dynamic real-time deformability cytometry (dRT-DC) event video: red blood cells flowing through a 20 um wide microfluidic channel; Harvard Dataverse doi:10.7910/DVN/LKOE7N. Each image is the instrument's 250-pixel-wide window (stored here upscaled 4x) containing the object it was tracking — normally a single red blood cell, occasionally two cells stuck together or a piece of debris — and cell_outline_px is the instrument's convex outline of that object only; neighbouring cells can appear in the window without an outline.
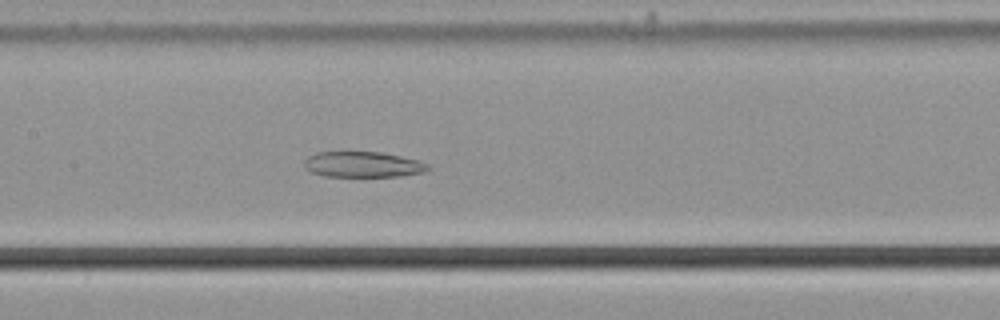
{"species": "common noctule bat (a hibernating species)", "species_latin": "Nyctalus noctula", "temperature_condition": "cold", "stored_images_in_passage": 57, "camera_frame_rate_fps": 3000, "um_per_image_px": 0.085, "animal": {"sex": "male", "body_mass_g": 21.5, "forearm_length_mm": 52.0}, "frame": {"image": 1, "passage_image": 28, "time_ms": 9.0, "image_size_px": [1000, 320], "cell_outline_px": [[432, 168], [424, 172], [400, 176], [324, 176], [312, 172], [304, 168], [304, 160], [308, 156], [316, 152], [344, 148], [380, 152], [420, 160], [428, 164]], "centroid_in_image_um": [30.79, 13.92], "position_along_channel_um": 176.6, "area_um2": 19.48}}
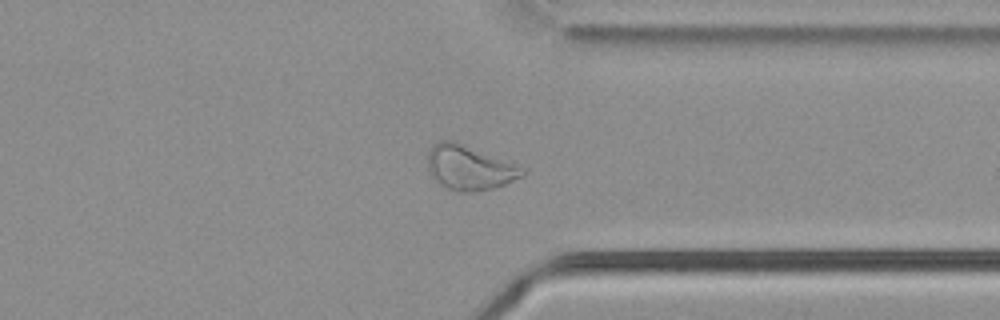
{"frame": {"image": 2, "passage_image": 44, "time_ms": 14.333, "image_size_px": [1000, 320], "cell_outline_px": [[524, 176], [496, 188], [476, 192], [460, 192], [448, 188], [432, 180], [428, 168], [428, 152], [432, 144], [440, 140], [452, 140], [512, 164], [524, 172]], "centroid_in_image_um": [39.81, 14.28], "position_along_channel_um": 371.6, "area_um2": 24.16}}
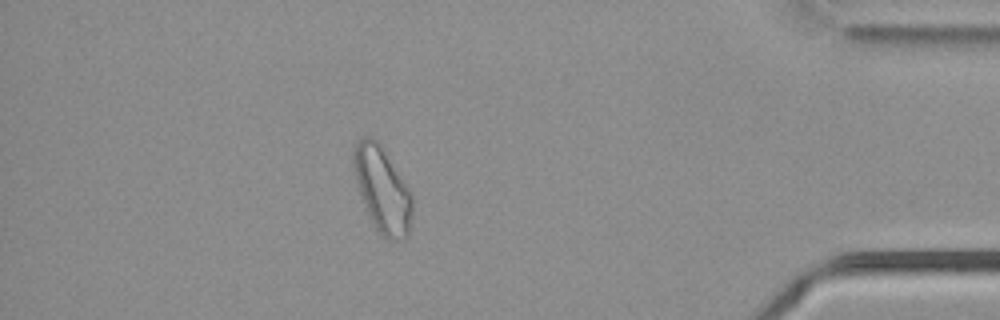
{"frame": {"image": 3, "passage_image": 50, "time_ms": 16.333, "image_size_px": [1000, 320], "cell_outline_px": [[412, 212], [408, 236], [396, 240], [384, 240], [372, 224], [368, 216], [356, 180], [352, 160], [356, 144], [364, 136], [372, 136], [380, 144], [412, 192]], "centroid_in_image_um": [32.51, 16.15], "position_along_channel_um": 402.7, "area_um2": 29.19}, "authors_computed_cell_mechanics": {"area_um2": 28.033, "velocity_mm_per_s": 3.6799, "shape_relaxation_time_tau1_ms": null, "shape_relaxation_time_tau2_ms": 6.5357, "deformation_change_tau1": null, "deformation_change_tau2": 0.1293}}